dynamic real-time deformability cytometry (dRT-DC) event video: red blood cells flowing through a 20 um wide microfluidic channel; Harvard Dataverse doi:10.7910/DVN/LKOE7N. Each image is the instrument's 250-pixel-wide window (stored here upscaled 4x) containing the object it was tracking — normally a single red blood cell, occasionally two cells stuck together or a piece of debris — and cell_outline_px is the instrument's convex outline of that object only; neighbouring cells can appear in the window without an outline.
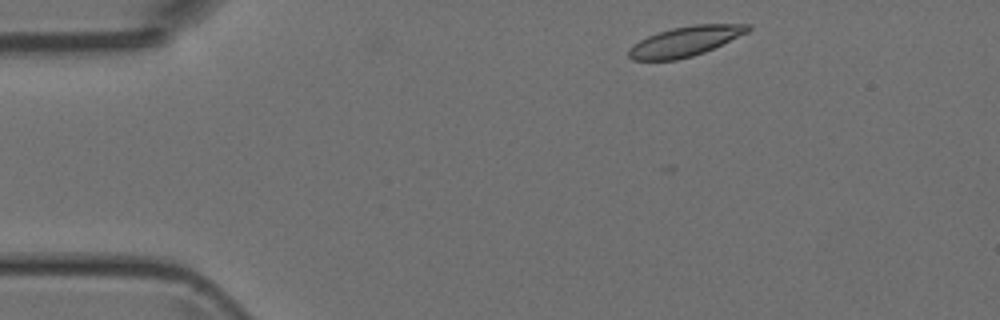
{"species": "Egyptian fruit bat (a non-hibernating species)", "species_latin": "Rousettus aegyptiacus", "temperature_condition": "room temperature", "stored_images_in_passage": 2, "camera_frame_rate_fps": 3000, "um_per_image_px": 0.085, "animal": {"sex": "female"}, "frame": {"image": 1, "passage_image": 2, "time_ms": 0.333, "image_size_px": [1000, 320], "cell_outline_px": [[752, 28], [748, 32], [704, 52], [692, 56], [676, 60], [632, 60], [628, 56], [628, 48], [640, 40], [648, 36], [672, 28], [692, 24], [752, 24]], "centroid_in_image_um": [58.24, 3.51], "position_along_channel_um": 26.8, "area_um2": 20.63}}